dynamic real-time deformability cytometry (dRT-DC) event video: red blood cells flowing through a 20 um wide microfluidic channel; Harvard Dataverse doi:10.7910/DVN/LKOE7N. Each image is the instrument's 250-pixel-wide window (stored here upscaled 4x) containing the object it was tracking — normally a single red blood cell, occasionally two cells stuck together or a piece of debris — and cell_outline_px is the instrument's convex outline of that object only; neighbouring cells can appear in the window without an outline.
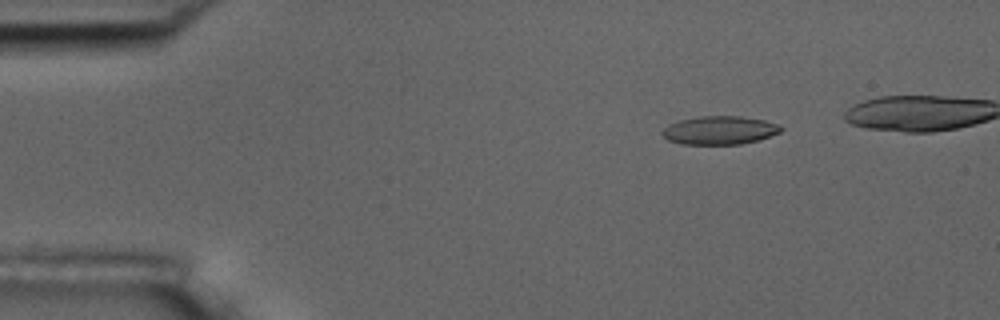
{"species": "common noctule bat (a hibernating species)", "species_latin": "Nyctalus noctula", "temperature_condition": "room temperature", "stored_images_in_passage": 48, "camera_frame_rate_fps": 3000, "um_per_image_px": 0.085, "animal": {"sex": "male", "body_mass_g": 17.5, "forearm_length_mm": 52.3}, "frame": {"image": 1, "passage_image": 8, "time_ms": 2.333, "image_size_px": [1000, 320], "cell_outline_px": [[784, 128], [780, 132], [756, 140], [740, 144], [680, 144], [668, 140], [660, 132], [668, 124], [680, 120], [700, 116], [740, 116], [764, 120], [780, 124]], "centroid_in_image_um": [61.15, 11.06], "position_along_channel_um": 23.8, "area_um2": 19.59}}
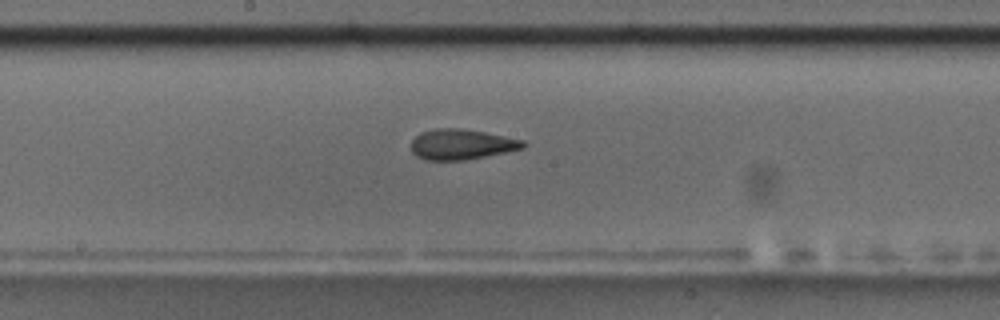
{"frame": {"image": 2, "passage_image": 29, "time_ms": 9.333, "image_size_px": [1000, 320], "cell_outline_px": [[528, 144], [524, 148], [464, 160], [424, 160], [416, 156], [412, 152], [412, 140], [420, 132], [436, 128], [460, 128], [484, 132], [524, 140]], "centroid_in_image_um": [39.21, 12.26], "position_along_channel_um": 209.0, "area_um2": 19.77}}
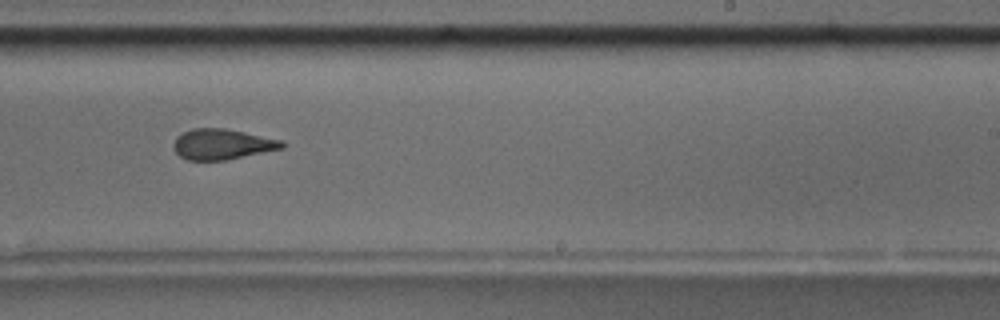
{"frame": {"image": 3, "passage_image": 34, "time_ms": 11.0, "image_size_px": [1000, 320], "cell_outline_px": [[284, 148], [224, 160], [188, 160], [180, 156], [172, 148], [172, 144], [176, 136], [192, 128], [224, 128], [284, 140]], "centroid_in_image_um": [18.86, 12.25], "position_along_channel_um": 270.1, "area_um2": 19.31}}